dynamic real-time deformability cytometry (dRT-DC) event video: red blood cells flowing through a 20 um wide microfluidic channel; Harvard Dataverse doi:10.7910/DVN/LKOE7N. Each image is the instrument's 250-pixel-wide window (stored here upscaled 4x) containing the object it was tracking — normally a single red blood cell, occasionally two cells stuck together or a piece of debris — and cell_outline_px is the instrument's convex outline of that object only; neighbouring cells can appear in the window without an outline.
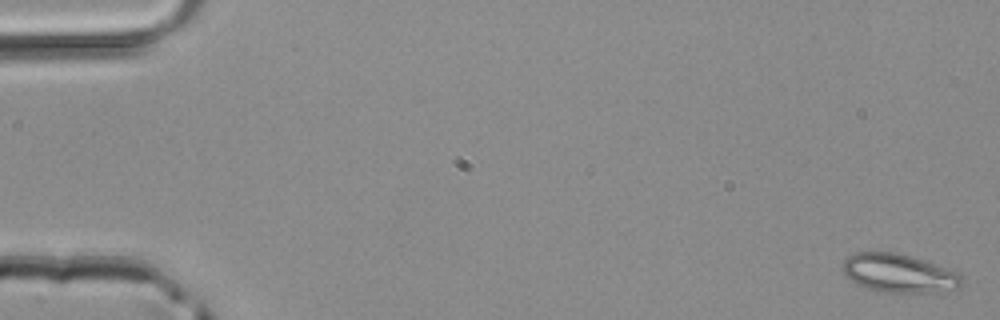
{"species": "common noctule bat (a hibernating species)", "species_latin": "Nyctalus noctula", "temperature_condition": "room temperature", "stored_images_in_passage": 48, "camera_frame_rate_fps": 3000, "um_per_image_px": 0.085, "animal": {"sex": "male", "body_mass_g": 20.4}, "frame": {"image": 1, "passage_image": 1, "time_ms": 0.0, "image_size_px": [1000, 320], "cell_outline_px": [[964, 280], [960, 288], [936, 292], [876, 292], [856, 284], [840, 268], [840, 264], [848, 256], [856, 252], [892, 252], [912, 256], [960, 272]], "centroid_in_image_um": [76.42, 23.23], "position_along_channel_um": 8.6, "area_um2": 27.11}}
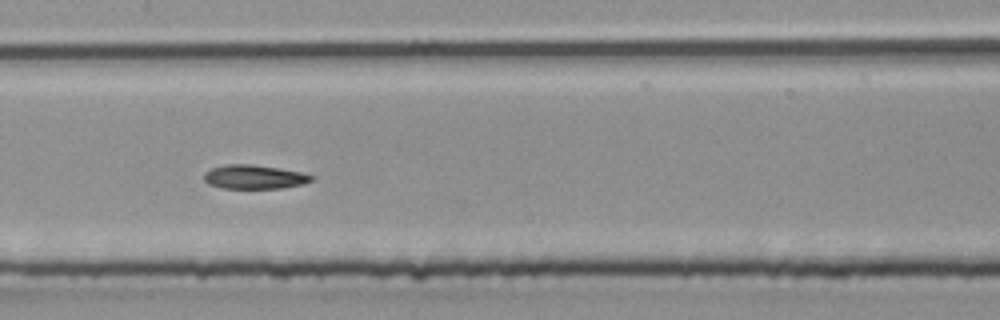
{"frame": {"image": 2, "passage_image": 24, "time_ms": 7.667, "image_size_px": [1000, 320], "cell_outline_px": [[312, 180], [300, 184], [280, 188], [220, 188], [208, 184], [204, 180], [204, 172], [212, 168], [224, 164], [252, 164], [280, 168], [300, 172], [312, 176]], "centroid_in_image_um": [21.53, 15.03], "position_along_channel_um": 185.9, "area_um2": 14.91}}
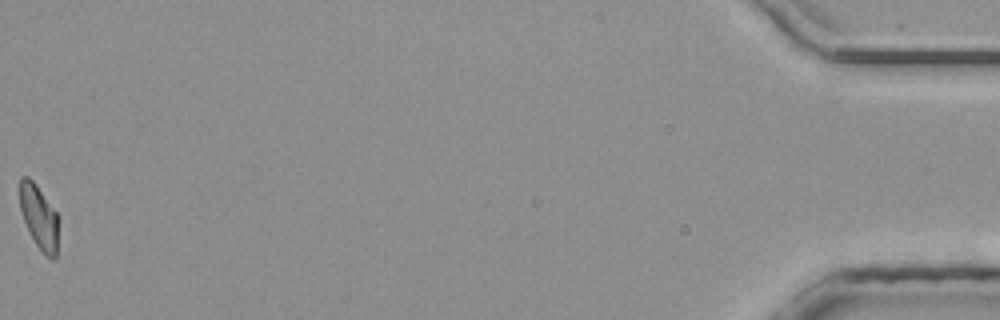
{"frame": {"image": 3, "passage_image": 48, "time_ms": 15.667, "image_size_px": [1000, 320], "cell_outline_px": [[56, 260], [52, 260], [44, 256], [36, 244], [24, 220], [20, 208], [20, 176], [28, 176], [36, 184], [56, 212]], "centroid_in_image_um": [3.29, 18.45], "position_along_channel_um": 431.9, "area_um2": 13.99}}